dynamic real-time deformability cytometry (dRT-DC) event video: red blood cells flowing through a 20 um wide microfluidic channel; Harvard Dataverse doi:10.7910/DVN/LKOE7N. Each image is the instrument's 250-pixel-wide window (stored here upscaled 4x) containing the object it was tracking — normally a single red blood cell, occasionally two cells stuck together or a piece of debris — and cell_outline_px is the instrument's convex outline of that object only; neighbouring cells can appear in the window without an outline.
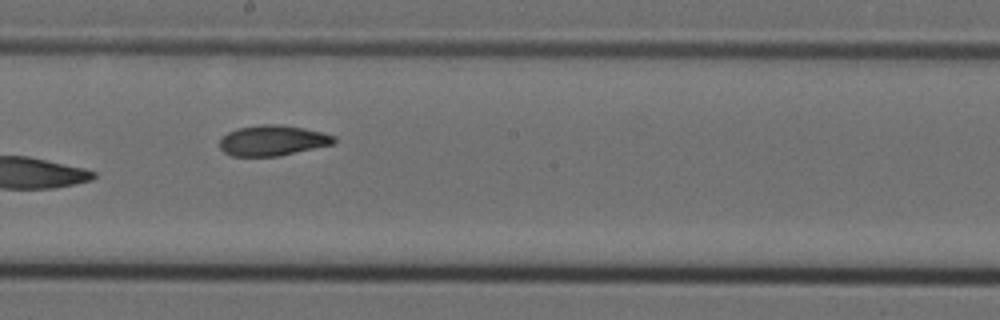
{"species": "Egyptian fruit bat (a non-hibernating species)", "species_latin": "Rousettus aegyptiacus", "temperature_condition": "cold", "stored_images_in_passage": 8, "camera_frame_rate_fps": 3000, "um_per_image_px": 0.085, "animal": {"sex": "female"}, "frame": {"image": 1, "passage_image": 8, "time_ms": 2.333, "image_size_px": [1000, 320], "cell_outline_px": [[336, 140], [332, 144], [276, 156], [232, 156], [224, 152], [220, 148], [220, 140], [228, 132], [236, 128], [260, 124], [280, 124], [304, 128], [336, 136]], "centroid_in_image_um": [23.14, 11.93], "position_along_channel_um": 225.1, "area_um2": 20.11}}